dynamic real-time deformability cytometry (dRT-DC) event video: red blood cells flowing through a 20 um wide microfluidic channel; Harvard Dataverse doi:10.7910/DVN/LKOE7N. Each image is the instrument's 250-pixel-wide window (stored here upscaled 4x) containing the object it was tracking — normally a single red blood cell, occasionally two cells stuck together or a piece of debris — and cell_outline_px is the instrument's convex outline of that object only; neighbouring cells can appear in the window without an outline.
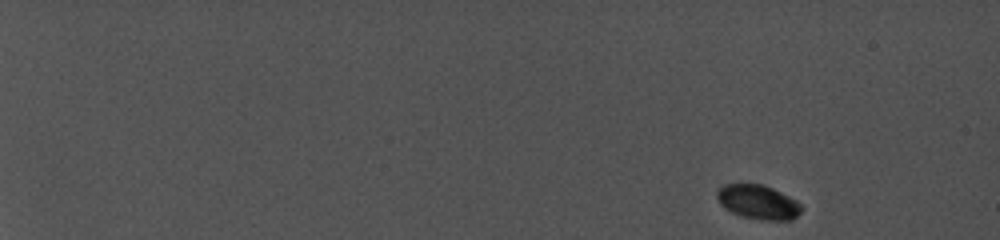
{"species": "common noctule bat (a hibernating species)", "species_latin": "Nyctalus noctula", "temperature_condition": "cold", "stored_images_in_passage": 93, "camera_frame_rate_fps": 5000, "um_per_image_px": 0.085, "animal": {"sex": "female", "body_mass_g": 19.0, "forearm_length_mm": 56.7}, "frame": {"image": 1, "passage_image": 1, "time_ms": 0.0, "image_size_px": [1000, 240], "cell_outline_px": [[804, 208], [792, 220], [760, 220], [740, 216], [724, 208], [720, 204], [716, 196], [716, 192], [724, 184], [764, 184], [796, 200]], "centroid_in_image_um": [64.43, 17.18], "position_along_channel_um": 20.6, "area_um2": 16.94}}
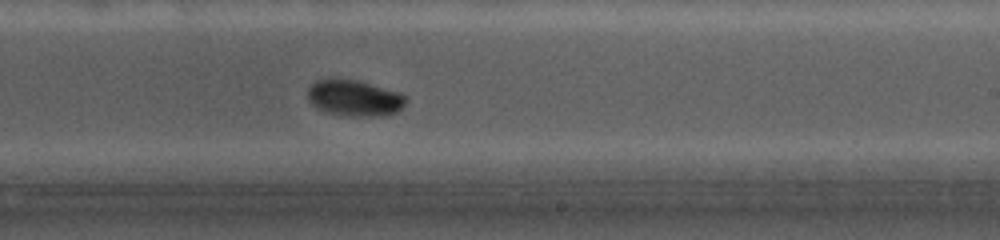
{"frame": {"image": 2, "passage_image": 62, "time_ms": 12.0, "image_size_px": [1000, 240], "cell_outline_px": [[408, 100], [396, 112], [384, 116], [352, 116], [328, 112], [312, 104], [308, 100], [308, 88], [316, 80], [328, 76], [356, 80], [400, 92]], "centroid_in_image_um": [30.1, 8.3], "position_along_channel_um": 258.9, "area_um2": 20.81}}
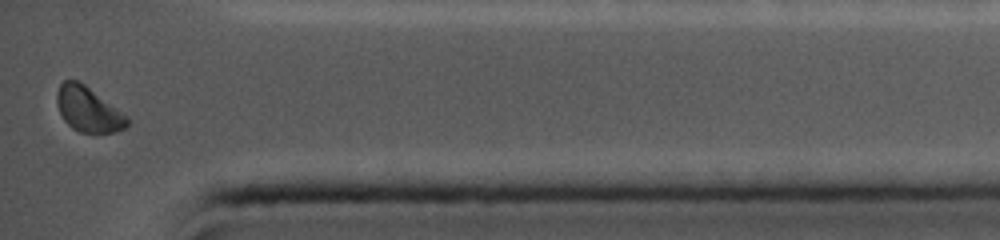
{"frame": {"image": 3, "passage_image": 92, "time_ms": 16.4, "image_size_px": [1000, 240], "cell_outline_px": [[128, 124], [124, 128], [116, 132], [80, 132], [72, 128], [64, 120], [56, 104], [56, 92], [60, 84], [64, 80], [76, 80], [84, 84], [128, 116]], "centroid_in_image_um": [7.48, 9.29], "position_along_channel_um": 427.7, "area_um2": 18.26}, "authors_computed_cell_mechanics": {"area_um2": 19.0162, "velocity_mm_per_s": 3.8885, "shape_relaxation_time_tau1_ms": 7.183, "shape_relaxation_time_tau2_ms": null, "deformation_change_tau1": 0.1581, "deformation_change_tau2": null}}